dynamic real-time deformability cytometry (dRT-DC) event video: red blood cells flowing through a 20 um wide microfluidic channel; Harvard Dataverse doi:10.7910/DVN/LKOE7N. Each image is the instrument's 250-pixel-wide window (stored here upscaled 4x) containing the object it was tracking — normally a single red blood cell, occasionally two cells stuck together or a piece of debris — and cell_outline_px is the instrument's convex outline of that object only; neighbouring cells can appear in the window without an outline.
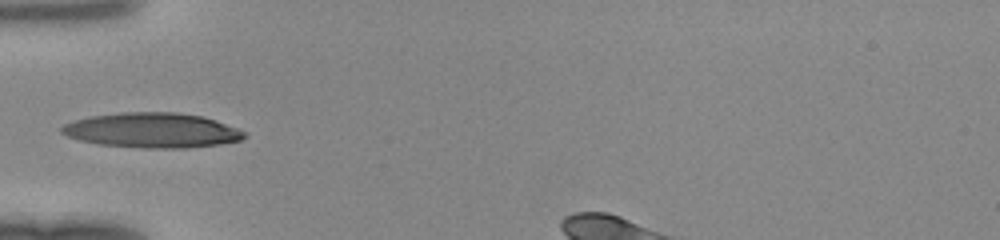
{"species": "human", "species_latin": "Homo sapiens", "temperature_condition": "room temperature", "stored_images_in_passage": 29, "camera_frame_rate_fps": 3000, "um_per_image_px": 0.085, "donor": {"sex": "female"}, "frame": {"image": 1, "passage_image": 1, "time_ms": 0.0, "image_size_px": [1000, 240], "cell_outline_px": [[248, 136], [240, 140], [220, 144], [188, 148], [144, 148], [96, 144], [80, 140], [68, 136], [60, 132], [60, 128], [64, 124], [76, 120], [92, 116], [120, 112], [176, 112], [200, 116], [216, 120], [248, 132]], "centroid_in_image_um": [12.96, 11.08], "position_along_channel_um": 72.0, "area_um2": 37.28}}
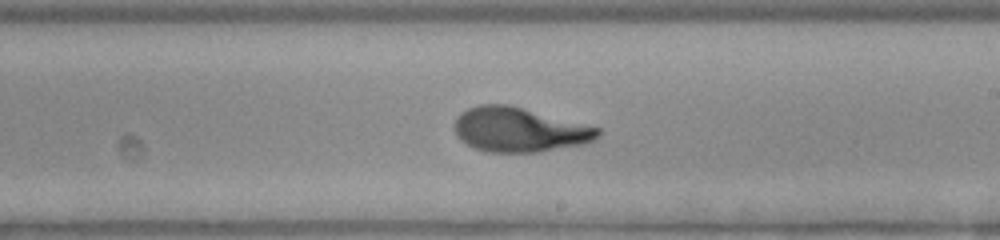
{"frame": {"image": 2, "passage_image": 13, "time_ms": 4.0, "image_size_px": [1000, 240], "cell_outline_px": [[600, 136], [584, 144], [540, 152], [488, 152], [472, 148], [460, 140], [456, 136], [452, 128], [452, 124], [456, 116], [460, 112], [476, 104], [508, 104], [600, 128]], "centroid_in_image_um": [44.05, 11.03], "position_along_channel_um": 244.9, "area_um2": 37.57}}
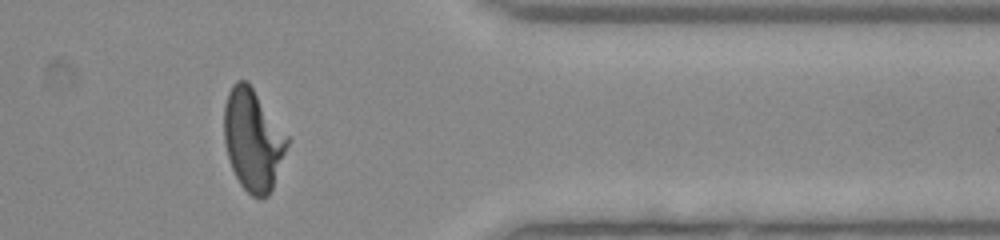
{"frame": {"image": 3, "passage_image": 24, "time_ms": 7.667, "image_size_px": [1000, 240], "cell_outline_px": [[288, 144], [272, 188], [268, 196], [252, 196], [240, 184], [232, 168], [228, 156], [224, 140], [224, 104], [228, 92], [232, 84], [236, 80], [248, 80], [288, 136]], "centroid_in_image_um": [21.48, 11.83], "position_along_channel_um": 389.9, "area_um2": 37.11}}